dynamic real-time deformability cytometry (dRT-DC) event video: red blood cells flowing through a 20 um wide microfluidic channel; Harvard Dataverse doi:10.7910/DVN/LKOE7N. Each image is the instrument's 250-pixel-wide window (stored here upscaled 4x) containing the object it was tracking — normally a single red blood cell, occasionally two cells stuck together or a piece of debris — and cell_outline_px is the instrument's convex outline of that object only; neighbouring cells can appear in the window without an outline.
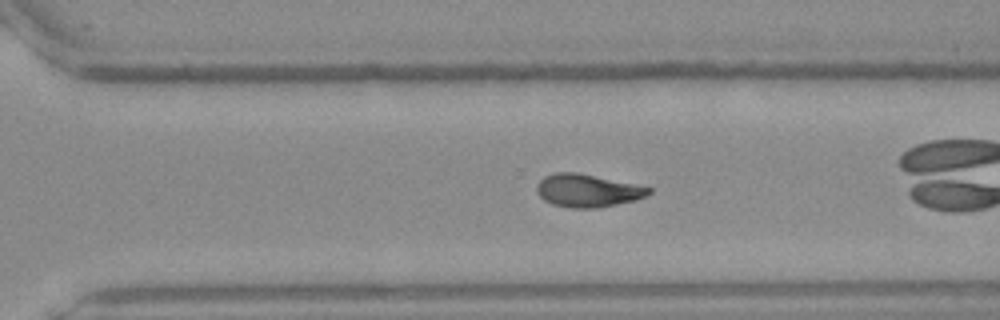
{"species": "Egyptian fruit bat (a non-hibernating species)", "species_latin": "Rousettus aegyptiacus", "temperature_condition": "warm", "stored_images_in_passage": 24, "camera_frame_rate_fps": 3000, "um_per_image_px": 0.085, "frame": {"image": 1, "passage_image": 17, "time_ms": 5.333, "image_size_px": [1000, 320], "cell_outline_px": [[652, 192], [636, 200], [596, 208], [568, 208], [552, 204], [544, 200], [536, 192], [536, 184], [544, 176], [556, 172], [576, 172], [652, 188]], "centroid_in_image_um": [49.89, 16.2], "position_along_channel_um": 320.7, "area_um2": 21.33}}